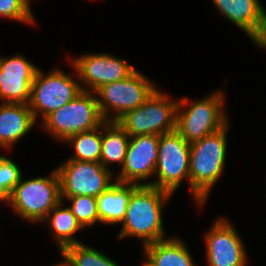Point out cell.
<instances>
[{"instance_id": "cell-1", "label": "cell", "mask_w": 266, "mask_h": 266, "mask_svg": "<svg viewBox=\"0 0 266 266\" xmlns=\"http://www.w3.org/2000/svg\"><path fill=\"white\" fill-rule=\"evenodd\" d=\"M172 193L150 185L138 186L132 193L118 239L137 237L142 246L168 238L163 225V206Z\"/></svg>"}, {"instance_id": "cell-2", "label": "cell", "mask_w": 266, "mask_h": 266, "mask_svg": "<svg viewBox=\"0 0 266 266\" xmlns=\"http://www.w3.org/2000/svg\"><path fill=\"white\" fill-rule=\"evenodd\" d=\"M229 127L228 123L217 132L190 143L189 188L200 208L224 172Z\"/></svg>"}, {"instance_id": "cell-3", "label": "cell", "mask_w": 266, "mask_h": 266, "mask_svg": "<svg viewBox=\"0 0 266 266\" xmlns=\"http://www.w3.org/2000/svg\"><path fill=\"white\" fill-rule=\"evenodd\" d=\"M225 94L216 91L200 100L178 99L176 112V131L188 143L217 132L226 126Z\"/></svg>"}, {"instance_id": "cell-4", "label": "cell", "mask_w": 266, "mask_h": 266, "mask_svg": "<svg viewBox=\"0 0 266 266\" xmlns=\"http://www.w3.org/2000/svg\"><path fill=\"white\" fill-rule=\"evenodd\" d=\"M59 176L54 169L46 177L20 180L9 195L8 204L15 214L28 222L42 223L61 201Z\"/></svg>"}, {"instance_id": "cell-5", "label": "cell", "mask_w": 266, "mask_h": 266, "mask_svg": "<svg viewBox=\"0 0 266 266\" xmlns=\"http://www.w3.org/2000/svg\"><path fill=\"white\" fill-rule=\"evenodd\" d=\"M94 92L82 91L63 107L51 112L42 121L41 126L57 141L64 142L68 137L96 129L103 119Z\"/></svg>"}, {"instance_id": "cell-6", "label": "cell", "mask_w": 266, "mask_h": 266, "mask_svg": "<svg viewBox=\"0 0 266 266\" xmlns=\"http://www.w3.org/2000/svg\"><path fill=\"white\" fill-rule=\"evenodd\" d=\"M178 100L157 89L137 108L126 112L116 122L132 136L161 135L176 130Z\"/></svg>"}, {"instance_id": "cell-7", "label": "cell", "mask_w": 266, "mask_h": 266, "mask_svg": "<svg viewBox=\"0 0 266 266\" xmlns=\"http://www.w3.org/2000/svg\"><path fill=\"white\" fill-rule=\"evenodd\" d=\"M156 89L154 82L136 69L127 78L105 84L94 93L103 119L117 121L126 112L142 105Z\"/></svg>"}, {"instance_id": "cell-8", "label": "cell", "mask_w": 266, "mask_h": 266, "mask_svg": "<svg viewBox=\"0 0 266 266\" xmlns=\"http://www.w3.org/2000/svg\"><path fill=\"white\" fill-rule=\"evenodd\" d=\"M75 73L76 80L61 68H54L47 74L38 68L31 85L28 103L36 122L40 116L42 121L51 112L63 107L83 91L77 71Z\"/></svg>"}, {"instance_id": "cell-9", "label": "cell", "mask_w": 266, "mask_h": 266, "mask_svg": "<svg viewBox=\"0 0 266 266\" xmlns=\"http://www.w3.org/2000/svg\"><path fill=\"white\" fill-rule=\"evenodd\" d=\"M190 143L175 130L160 135L155 179L149 185L172 194L186 179L189 184Z\"/></svg>"}, {"instance_id": "cell-10", "label": "cell", "mask_w": 266, "mask_h": 266, "mask_svg": "<svg viewBox=\"0 0 266 266\" xmlns=\"http://www.w3.org/2000/svg\"><path fill=\"white\" fill-rule=\"evenodd\" d=\"M60 181L61 197L100 196L116 181L113 170L100 162L66 159L55 168Z\"/></svg>"}, {"instance_id": "cell-11", "label": "cell", "mask_w": 266, "mask_h": 266, "mask_svg": "<svg viewBox=\"0 0 266 266\" xmlns=\"http://www.w3.org/2000/svg\"><path fill=\"white\" fill-rule=\"evenodd\" d=\"M68 60L77 71L83 91L95 92L105 84L127 78L136 70L127 60L108 53H86Z\"/></svg>"}, {"instance_id": "cell-12", "label": "cell", "mask_w": 266, "mask_h": 266, "mask_svg": "<svg viewBox=\"0 0 266 266\" xmlns=\"http://www.w3.org/2000/svg\"><path fill=\"white\" fill-rule=\"evenodd\" d=\"M207 266H246L248 254L238 231L225 217L214 221L204 235Z\"/></svg>"}, {"instance_id": "cell-13", "label": "cell", "mask_w": 266, "mask_h": 266, "mask_svg": "<svg viewBox=\"0 0 266 266\" xmlns=\"http://www.w3.org/2000/svg\"><path fill=\"white\" fill-rule=\"evenodd\" d=\"M160 135H139L130 137L123 166L115 175L119 183L149 185L153 178L158 157Z\"/></svg>"}, {"instance_id": "cell-14", "label": "cell", "mask_w": 266, "mask_h": 266, "mask_svg": "<svg viewBox=\"0 0 266 266\" xmlns=\"http://www.w3.org/2000/svg\"><path fill=\"white\" fill-rule=\"evenodd\" d=\"M218 11L248 35L261 49H266V9L260 0H212Z\"/></svg>"}, {"instance_id": "cell-15", "label": "cell", "mask_w": 266, "mask_h": 266, "mask_svg": "<svg viewBox=\"0 0 266 266\" xmlns=\"http://www.w3.org/2000/svg\"><path fill=\"white\" fill-rule=\"evenodd\" d=\"M38 67L21 54L0 56V99L3 103L28 104Z\"/></svg>"}, {"instance_id": "cell-16", "label": "cell", "mask_w": 266, "mask_h": 266, "mask_svg": "<svg viewBox=\"0 0 266 266\" xmlns=\"http://www.w3.org/2000/svg\"><path fill=\"white\" fill-rule=\"evenodd\" d=\"M36 120L28 104L1 103L0 104V148L11 149L25 136Z\"/></svg>"}, {"instance_id": "cell-17", "label": "cell", "mask_w": 266, "mask_h": 266, "mask_svg": "<svg viewBox=\"0 0 266 266\" xmlns=\"http://www.w3.org/2000/svg\"><path fill=\"white\" fill-rule=\"evenodd\" d=\"M137 184L115 182L97 197V211L101 224H121L125 218L131 193Z\"/></svg>"}, {"instance_id": "cell-18", "label": "cell", "mask_w": 266, "mask_h": 266, "mask_svg": "<svg viewBox=\"0 0 266 266\" xmlns=\"http://www.w3.org/2000/svg\"><path fill=\"white\" fill-rule=\"evenodd\" d=\"M143 251L153 266H196L187 245L176 236L147 244Z\"/></svg>"}, {"instance_id": "cell-19", "label": "cell", "mask_w": 266, "mask_h": 266, "mask_svg": "<svg viewBox=\"0 0 266 266\" xmlns=\"http://www.w3.org/2000/svg\"><path fill=\"white\" fill-rule=\"evenodd\" d=\"M63 205L64 201L61 200L42 221L49 226L51 234L53 233L51 236L54 237L60 252L69 245L81 243L74 235L77 231L84 229L70 208Z\"/></svg>"}, {"instance_id": "cell-20", "label": "cell", "mask_w": 266, "mask_h": 266, "mask_svg": "<svg viewBox=\"0 0 266 266\" xmlns=\"http://www.w3.org/2000/svg\"><path fill=\"white\" fill-rule=\"evenodd\" d=\"M130 136L116 121H105L102 124V150L100 163L110 169L111 163L124 164Z\"/></svg>"}, {"instance_id": "cell-21", "label": "cell", "mask_w": 266, "mask_h": 266, "mask_svg": "<svg viewBox=\"0 0 266 266\" xmlns=\"http://www.w3.org/2000/svg\"><path fill=\"white\" fill-rule=\"evenodd\" d=\"M65 143L73 148L71 160L100 162L102 150V125L96 129L74 134L68 137Z\"/></svg>"}, {"instance_id": "cell-22", "label": "cell", "mask_w": 266, "mask_h": 266, "mask_svg": "<svg viewBox=\"0 0 266 266\" xmlns=\"http://www.w3.org/2000/svg\"><path fill=\"white\" fill-rule=\"evenodd\" d=\"M60 254L66 266H119L108 255L82 243L69 245Z\"/></svg>"}, {"instance_id": "cell-23", "label": "cell", "mask_w": 266, "mask_h": 266, "mask_svg": "<svg viewBox=\"0 0 266 266\" xmlns=\"http://www.w3.org/2000/svg\"><path fill=\"white\" fill-rule=\"evenodd\" d=\"M61 199L71 203V206L68 207L84 229L95 225L97 222L100 223L97 211V197L79 195L75 197H61Z\"/></svg>"}, {"instance_id": "cell-24", "label": "cell", "mask_w": 266, "mask_h": 266, "mask_svg": "<svg viewBox=\"0 0 266 266\" xmlns=\"http://www.w3.org/2000/svg\"><path fill=\"white\" fill-rule=\"evenodd\" d=\"M31 0H0V17L35 24V16L31 10Z\"/></svg>"}, {"instance_id": "cell-25", "label": "cell", "mask_w": 266, "mask_h": 266, "mask_svg": "<svg viewBox=\"0 0 266 266\" xmlns=\"http://www.w3.org/2000/svg\"><path fill=\"white\" fill-rule=\"evenodd\" d=\"M21 178L23 175L18 164L5 154L0 155V187L10 195Z\"/></svg>"}, {"instance_id": "cell-26", "label": "cell", "mask_w": 266, "mask_h": 266, "mask_svg": "<svg viewBox=\"0 0 266 266\" xmlns=\"http://www.w3.org/2000/svg\"><path fill=\"white\" fill-rule=\"evenodd\" d=\"M9 195L0 187V202H7Z\"/></svg>"}, {"instance_id": "cell-27", "label": "cell", "mask_w": 266, "mask_h": 266, "mask_svg": "<svg viewBox=\"0 0 266 266\" xmlns=\"http://www.w3.org/2000/svg\"><path fill=\"white\" fill-rule=\"evenodd\" d=\"M142 266H153L147 259L144 261Z\"/></svg>"}, {"instance_id": "cell-28", "label": "cell", "mask_w": 266, "mask_h": 266, "mask_svg": "<svg viewBox=\"0 0 266 266\" xmlns=\"http://www.w3.org/2000/svg\"><path fill=\"white\" fill-rule=\"evenodd\" d=\"M53 266H66V264L62 261L59 262L58 264H54Z\"/></svg>"}]
</instances>
